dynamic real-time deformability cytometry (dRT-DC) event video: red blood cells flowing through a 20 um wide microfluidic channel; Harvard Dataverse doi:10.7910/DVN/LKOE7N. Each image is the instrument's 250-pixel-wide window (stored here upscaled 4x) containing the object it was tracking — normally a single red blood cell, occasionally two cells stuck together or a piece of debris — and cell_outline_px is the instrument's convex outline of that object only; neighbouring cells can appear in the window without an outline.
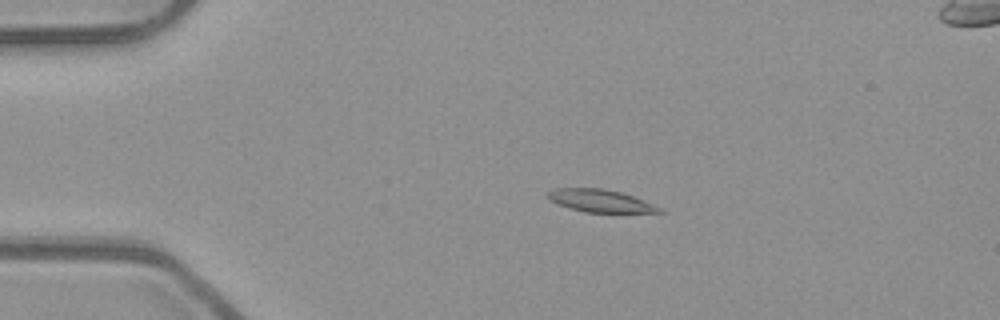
{"species": "common noctule bat (a hibernating species)", "species_latin": "Nyctalus noctula", "temperature_condition": "room temperature", "stored_images_in_passage": 45, "camera_frame_rate_fps": 3000, "um_per_image_px": 0.085, "animal": {"sex": "male", "body_mass_g": 23.1, "forearm_length_mm": 52.7}, "frame": {"image": 1, "passage_image": 3, "time_ms": 0.667, "image_size_px": [1000, 320], "cell_outline_px": [[664, 212], [584, 212], [568, 208], [548, 200], [548, 192], [556, 188], [600, 188], [620, 192], [632, 196], [660, 208]], "centroid_in_image_um": [50.94, 17.07], "position_along_channel_um": 34.1, "area_um2": 14.33}}
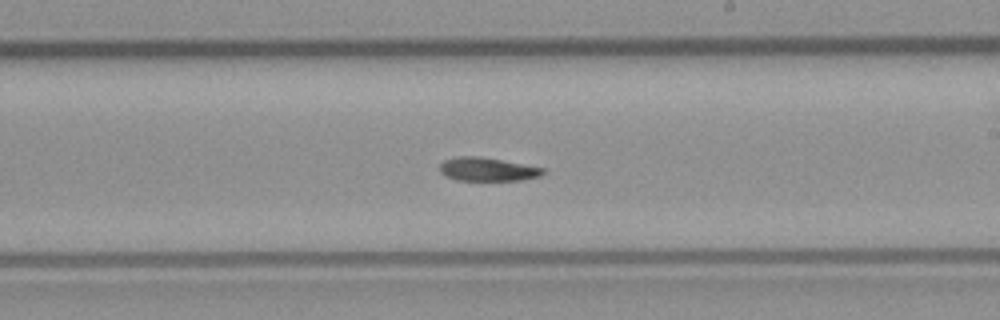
{"frame": {"image": 2, "passage_image": 23, "time_ms": 7.333, "image_size_px": [1000, 320], "cell_outline_px": [[544, 172], [540, 176], [520, 180], [456, 180], [440, 172], [440, 164], [444, 160], [460, 156], [480, 156], [544, 168]], "centroid_in_image_um": [41.42, 14.39], "position_along_channel_um": 247.6, "area_um2": 13.93}}
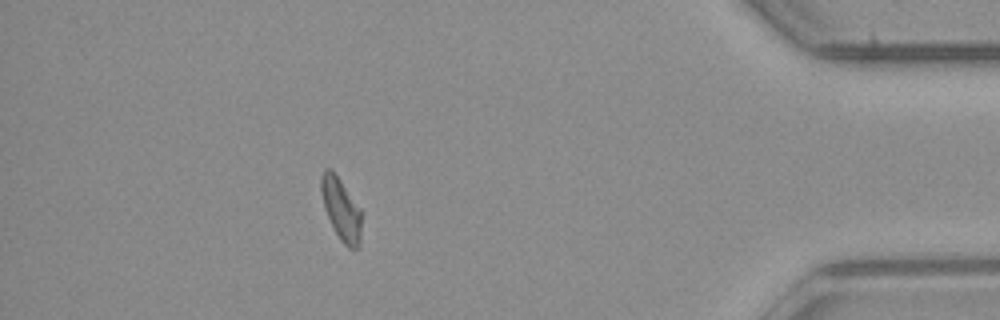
{"frame": {"image": 3, "passage_image": 39, "time_ms": 12.667, "image_size_px": [1000, 320], "cell_outline_px": [[360, 244], [356, 248], [348, 248], [340, 240], [324, 208], [320, 188], [320, 176], [324, 168], [328, 168], [340, 180], [360, 208]], "centroid_in_image_um": [28.97, 17.77], "position_along_channel_um": 406.2, "area_um2": 14.22}, "authors_computed_cell_mechanics": {"area_um2": 14.739, "velocity_mm_per_s": 3.9209, "shape_relaxation_time_tau1_ms": 10.1259, "shape_relaxation_time_tau2_ms": null, "deformation_change_tau1": 0.2257, "deformation_change_tau2": null}}